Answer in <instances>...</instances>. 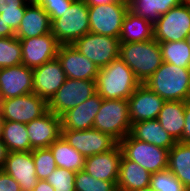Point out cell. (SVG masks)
Returning a JSON list of instances; mask_svg holds the SVG:
<instances>
[{
    "instance_id": "cell-1",
    "label": "cell",
    "mask_w": 190,
    "mask_h": 191,
    "mask_svg": "<svg viewBox=\"0 0 190 191\" xmlns=\"http://www.w3.org/2000/svg\"><path fill=\"white\" fill-rule=\"evenodd\" d=\"M140 84L133 71L118 57L99 70L96 92L103 99H128Z\"/></svg>"
},
{
    "instance_id": "cell-2",
    "label": "cell",
    "mask_w": 190,
    "mask_h": 191,
    "mask_svg": "<svg viewBox=\"0 0 190 191\" xmlns=\"http://www.w3.org/2000/svg\"><path fill=\"white\" fill-rule=\"evenodd\" d=\"M144 84L165 101L186 102L190 93V68L162 62Z\"/></svg>"
},
{
    "instance_id": "cell-3",
    "label": "cell",
    "mask_w": 190,
    "mask_h": 191,
    "mask_svg": "<svg viewBox=\"0 0 190 191\" xmlns=\"http://www.w3.org/2000/svg\"><path fill=\"white\" fill-rule=\"evenodd\" d=\"M119 57L141 84L146 83L163 62L159 42L155 39L120 44Z\"/></svg>"
},
{
    "instance_id": "cell-4",
    "label": "cell",
    "mask_w": 190,
    "mask_h": 191,
    "mask_svg": "<svg viewBox=\"0 0 190 191\" xmlns=\"http://www.w3.org/2000/svg\"><path fill=\"white\" fill-rule=\"evenodd\" d=\"M128 99H103L93 128L107 133L120 142L131 130Z\"/></svg>"
},
{
    "instance_id": "cell-5",
    "label": "cell",
    "mask_w": 190,
    "mask_h": 191,
    "mask_svg": "<svg viewBox=\"0 0 190 191\" xmlns=\"http://www.w3.org/2000/svg\"><path fill=\"white\" fill-rule=\"evenodd\" d=\"M51 32L60 45H72L90 32L89 11L84 0H75L63 16L52 22Z\"/></svg>"
},
{
    "instance_id": "cell-6",
    "label": "cell",
    "mask_w": 190,
    "mask_h": 191,
    "mask_svg": "<svg viewBox=\"0 0 190 191\" xmlns=\"http://www.w3.org/2000/svg\"><path fill=\"white\" fill-rule=\"evenodd\" d=\"M119 145L127 159L141 165L151 174L164 171L168 167V149L139 141L130 134L123 138Z\"/></svg>"
},
{
    "instance_id": "cell-7",
    "label": "cell",
    "mask_w": 190,
    "mask_h": 191,
    "mask_svg": "<svg viewBox=\"0 0 190 191\" xmlns=\"http://www.w3.org/2000/svg\"><path fill=\"white\" fill-rule=\"evenodd\" d=\"M72 45L99 69L119 57V38L89 32L78 38Z\"/></svg>"
},
{
    "instance_id": "cell-8",
    "label": "cell",
    "mask_w": 190,
    "mask_h": 191,
    "mask_svg": "<svg viewBox=\"0 0 190 191\" xmlns=\"http://www.w3.org/2000/svg\"><path fill=\"white\" fill-rule=\"evenodd\" d=\"M90 32L119 38L123 19L129 11L128 2L88 6Z\"/></svg>"
},
{
    "instance_id": "cell-9",
    "label": "cell",
    "mask_w": 190,
    "mask_h": 191,
    "mask_svg": "<svg viewBox=\"0 0 190 191\" xmlns=\"http://www.w3.org/2000/svg\"><path fill=\"white\" fill-rule=\"evenodd\" d=\"M96 93V80L67 78L48 102V110L57 116L85 102Z\"/></svg>"
},
{
    "instance_id": "cell-10",
    "label": "cell",
    "mask_w": 190,
    "mask_h": 191,
    "mask_svg": "<svg viewBox=\"0 0 190 191\" xmlns=\"http://www.w3.org/2000/svg\"><path fill=\"white\" fill-rule=\"evenodd\" d=\"M157 42H178L186 40L190 31V5L180 4L160 16L153 25Z\"/></svg>"
},
{
    "instance_id": "cell-11",
    "label": "cell",
    "mask_w": 190,
    "mask_h": 191,
    "mask_svg": "<svg viewBox=\"0 0 190 191\" xmlns=\"http://www.w3.org/2000/svg\"><path fill=\"white\" fill-rule=\"evenodd\" d=\"M48 111V102L35 93L1 100L4 121L27 124Z\"/></svg>"
},
{
    "instance_id": "cell-12",
    "label": "cell",
    "mask_w": 190,
    "mask_h": 191,
    "mask_svg": "<svg viewBox=\"0 0 190 191\" xmlns=\"http://www.w3.org/2000/svg\"><path fill=\"white\" fill-rule=\"evenodd\" d=\"M61 136L85 157L109 151L119 143L111 135L94 128L61 130Z\"/></svg>"
},
{
    "instance_id": "cell-13",
    "label": "cell",
    "mask_w": 190,
    "mask_h": 191,
    "mask_svg": "<svg viewBox=\"0 0 190 191\" xmlns=\"http://www.w3.org/2000/svg\"><path fill=\"white\" fill-rule=\"evenodd\" d=\"M19 40L22 50V64L31 69L40 67L57 57L60 44L52 32Z\"/></svg>"
},
{
    "instance_id": "cell-14",
    "label": "cell",
    "mask_w": 190,
    "mask_h": 191,
    "mask_svg": "<svg viewBox=\"0 0 190 191\" xmlns=\"http://www.w3.org/2000/svg\"><path fill=\"white\" fill-rule=\"evenodd\" d=\"M56 58L67 78L96 80L100 69L73 45H60Z\"/></svg>"
},
{
    "instance_id": "cell-15",
    "label": "cell",
    "mask_w": 190,
    "mask_h": 191,
    "mask_svg": "<svg viewBox=\"0 0 190 191\" xmlns=\"http://www.w3.org/2000/svg\"><path fill=\"white\" fill-rule=\"evenodd\" d=\"M33 92V69L19 64L0 68V98L8 99Z\"/></svg>"
},
{
    "instance_id": "cell-16",
    "label": "cell",
    "mask_w": 190,
    "mask_h": 191,
    "mask_svg": "<svg viewBox=\"0 0 190 191\" xmlns=\"http://www.w3.org/2000/svg\"><path fill=\"white\" fill-rule=\"evenodd\" d=\"M165 100L145 84H140L128 98L131 124L157 119Z\"/></svg>"
},
{
    "instance_id": "cell-17",
    "label": "cell",
    "mask_w": 190,
    "mask_h": 191,
    "mask_svg": "<svg viewBox=\"0 0 190 191\" xmlns=\"http://www.w3.org/2000/svg\"><path fill=\"white\" fill-rule=\"evenodd\" d=\"M67 77L57 58L33 69V93L49 102Z\"/></svg>"
},
{
    "instance_id": "cell-18",
    "label": "cell",
    "mask_w": 190,
    "mask_h": 191,
    "mask_svg": "<svg viewBox=\"0 0 190 191\" xmlns=\"http://www.w3.org/2000/svg\"><path fill=\"white\" fill-rule=\"evenodd\" d=\"M2 170L18 182L21 191H33L39 180L32 151L8 152Z\"/></svg>"
},
{
    "instance_id": "cell-19",
    "label": "cell",
    "mask_w": 190,
    "mask_h": 191,
    "mask_svg": "<svg viewBox=\"0 0 190 191\" xmlns=\"http://www.w3.org/2000/svg\"><path fill=\"white\" fill-rule=\"evenodd\" d=\"M122 155L118 143L109 151L85 157L84 170L96 179L118 182Z\"/></svg>"
},
{
    "instance_id": "cell-20",
    "label": "cell",
    "mask_w": 190,
    "mask_h": 191,
    "mask_svg": "<svg viewBox=\"0 0 190 191\" xmlns=\"http://www.w3.org/2000/svg\"><path fill=\"white\" fill-rule=\"evenodd\" d=\"M31 147L48 148L61 136V118L51 111L26 124Z\"/></svg>"
},
{
    "instance_id": "cell-21",
    "label": "cell",
    "mask_w": 190,
    "mask_h": 191,
    "mask_svg": "<svg viewBox=\"0 0 190 191\" xmlns=\"http://www.w3.org/2000/svg\"><path fill=\"white\" fill-rule=\"evenodd\" d=\"M103 98L96 92L80 105L69 109L60 116L61 130H86L93 128V122Z\"/></svg>"
},
{
    "instance_id": "cell-22",
    "label": "cell",
    "mask_w": 190,
    "mask_h": 191,
    "mask_svg": "<svg viewBox=\"0 0 190 191\" xmlns=\"http://www.w3.org/2000/svg\"><path fill=\"white\" fill-rule=\"evenodd\" d=\"M51 26L50 17L42 6L28 5L15 36L18 39L38 37L51 33Z\"/></svg>"
},
{
    "instance_id": "cell-23",
    "label": "cell",
    "mask_w": 190,
    "mask_h": 191,
    "mask_svg": "<svg viewBox=\"0 0 190 191\" xmlns=\"http://www.w3.org/2000/svg\"><path fill=\"white\" fill-rule=\"evenodd\" d=\"M130 135L143 142L170 150L176 141L166 132L157 119L135 122L131 125Z\"/></svg>"
},
{
    "instance_id": "cell-24",
    "label": "cell",
    "mask_w": 190,
    "mask_h": 191,
    "mask_svg": "<svg viewBox=\"0 0 190 191\" xmlns=\"http://www.w3.org/2000/svg\"><path fill=\"white\" fill-rule=\"evenodd\" d=\"M151 173L122 155L117 189L135 191L150 186Z\"/></svg>"
},
{
    "instance_id": "cell-25",
    "label": "cell",
    "mask_w": 190,
    "mask_h": 191,
    "mask_svg": "<svg viewBox=\"0 0 190 191\" xmlns=\"http://www.w3.org/2000/svg\"><path fill=\"white\" fill-rule=\"evenodd\" d=\"M185 101H165L159 115L158 122L176 142H181L184 129Z\"/></svg>"
},
{
    "instance_id": "cell-26",
    "label": "cell",
    "mask_w": 190,
    "mask_h": 191,
    "mask_svg": "<svg viewBox=\"0 0 190 191\" xmlns=\"http://www.w3.org/2000/svg\"><path fill=\"white\" fill-rule=\"evenodd\" d=\"M154 39L153 24L128 11L123 19L119 35L120 44L143 42Z\"/></svg>"
},
{
    "instance_id": "cell-27",
    "label": "cell",
    "mask_w": 190,
    "mask_h": 191,
    "mask_svg": "<svg viewBox=\"0 0 190 191\" xmlns=\"http://www.w3.org/2000/svg\"><path fill=\"white\" fill-rule=\"evenodd\" d=\"M167 169L190 191V143L176 142L169 150Z\"/></svg>"
},
{
    "instance_id": "cell-28",
    "label": "cell",
    "mask_w": 190,
    "mask_h": 191,
    "mask_svg": "<svg viewBox=\"0 0 190 191\" xmlns=\"http://www.w3.org/2000/svg\"><path fill=\"white\" fill-rule=\"evenodd\" d=\"M48 148L54 156L57 167L73 172L84 170L85 156L69 145L62 136L55 140Z\"/></svg>"
},
{
    "instance_id": "cell-29",
    "label": "cell",
    "mask_w": 190,
    "mask_h": 191,
    "mask_svg": "<svg viewBox=\"0 0 190 191\" xmlns=\"http://www.w3.org/2000/svg\"><path fill=\"white\" fill-rule=\"evenodd\" d=\"M129 11L153 25L161 15L181 4L180 0H128Z\"/></svg>"
},
{
    "instance_id": "cell-30",
    "label": "cell",
    "mask_w": 190,
    "mask_h": 191,
    "mask_svg": "<svg viewBox=\"0 0 190 191\" xmlns=\"http://www.w3.org/2000/svg\"><path fill=\"white\" fill-rule=\"evenodd\" d=\"M1 139L5 143L8 152H27L33 150L27 134L26 124L24 123L4 121Z\"/></svg>"
},
{
    "instance_id": "cell-31",
    "label": "cell",
    "mask_w": 190,
    "mask_h": 191,
    "mask_svg": "<svg viewBox=\"0 0 190 191\" xmlns=\"http://www.w3.org/2000/svg\"><path fill=\"white\" fill-rule=\"evenodd\" d=\"M162 61L177 67L190 68V47L186 40L178 42H159Z\"/></svg>"
},
{
    "instance_id": "cell-32",
    "label": "cell",
    "mask_w": 190,
    "mask_h": 191,
    "mask_svg": "<svg viewBox=\"0 0 190 191\" xmlns=\"http://www.w3.org/2000/svg\"><path fill=\"white\" fill-rule=\"evenodd\" d=\"M22 64L20 40L13 37L0 38V68Z\"/></svg>"
},
{
    "instance_id": "cell-33",
    "label": "cell",
    "mask_w": 190,
    "mask_h": 191,
    "mask_svg": "<svg viewBox=\"0 0 190 191\" xmlns=\"http://www.w3.org/2000/svg\"><path fill=\"white\" fill-rule=\"evenodd\" d=\"M75 191H115L117 182L99 180L92 177L85 170L76 172Z\"/></svg>"
},
{
    "instance_id": "cell-34",
    "label": "cell",
    "mask_w": 190,
    "mask_h": 191,
    "mask_svg": "<svg viewBox=\"0 0 190 191\" xmlns=\"http://www.w3.org/2000/svg\"><path fill=\"white\" fill-rule=\"evenodd\" d=\"M36 176L39 180L46 178L57 168L54 156L49 148H35L32 150Z\"/></svg>"
},
{
    "instance_id": "cell-35",
    "label": "cell",
    "mask_w": 190,
    "mask_h": 191,
    "mask_svg": "<svg viewBox=\"0 0 190 191\" xmlns=\"http://www.w3.org/2000/svg\"><path fill=\"white\" fill-rule=\"evenodd\" d=\"M150 187L154 191H189L168 169L152 173Z\"/></svg>"
},
{
    "instance_id": "cell-36",
    "label": "cell",
    "mask_w": 190,
    "mask_h": 191,
    "mask_svg": "<svg viewBox=\"0 0 190 191\" xmlns=\"http://www.w3.org/2000/svg\"><path fill=\"white\" fill-rule=\"evenodd\" d=\"M75 175L76 172L57 167L46 181L53 186L54 191H75Z\"/></svg>"
},
{
    "instance_id": "cell-37",
    "label": "cell",
    "mask_w": 190,
    "mask_h": 191,
    "mask_svg": "<svg viewBox=\"0 0 190 191\" xmlns=\"http://www.w3.org/2000/svg\"><path fill=\"white\" fill-rule=\"evenodd\" d=\"M75 0H41L39 6L49 15L51 23L61 16L63 12L68 10Z\"/></svg>"
},
{
    "instance_id": "cell-38",
    "label": "cell",
    "mask_w": 190,
    "mask_h": 191,
    "mask_svg": "<svg viewBox=\"0 0 190 191\" xmlns=\"http://www.w3.org/2000/svg\"><path fill=\"white\" fill-rule=\"evenodd\" d=\"M27 6L28 5L24 3L21 7L18 8V10H10L0 13V17L6 25H8L14 32H16L19 28L22 18L24 17Z\"/></svg>"
},
{
    "instance_id": "cell-39",
    "label": "cell",
    "mask_w": 190,
    "mask_h": 191,
    "mask_svg": "<svg viewBox=\"0 0 190 191\" xmlns=\"http://www.w3.org/2000/svg\"><path fill=\"white\" fill-rule=\"evenodd\" d=\"M0 191H21V188L13 177L0 170Z\"/></svg>"
},
{
    "instance_id": "cell-40",
    "label": "cell",
    "mask_w": 190,
    "mask_h": 191,
    "mask_svg": "<svg viewBox=\"0 0 190 191\" xmlns=\"http://www.w3.org/2000/svg\"><path fill=\"white\" fill-rule=\"evenodd\" d=\"M184 129L181 137V142L190 143V105L186 101L184 113Z\"/></svg>"
},
{
    "instance_id": "cell-41",
    "label": "cell",
    "mask_w": 190,
    "mask_h": 191,
    "mask_svg": "<svg viewBox=\"0 0 190 191\" xmlns=\"http://www.w3.org/2000/svg\"><path fill=\"white\" fill-rule=\"evenodd\" d=\"M25 2L23 0H0V13L18 10Z\"/></svg>"
},
{
    "instance_id": "cell-42",
    "label": "cell",
    "mask_w": 190,
    "mask_h": 191,
    "mask_svg": "<svg viewBox=\"0 0 190 191\" xmlns=\"http://www.w3.org/2000/svg\"><path fill=\"white\" fill-rule=\"evenodd\" d=\"M13 36H15V32L8 25H6L0 17V38Z\"/></svg>"
},
{
    "instance_id": "cell-43",
    "label": "cell",
    "mask_w": 190,
    "mask_h": 191,
    "mask_svg": "<svg viewBox=\"0 0 190 191\" xmlns=\"http://www.w3.org/2000/svg\"><path fill=\"white\" fill-rule=\"evenodd\" d=\"M87 6L105 5L114 2H128V0H84Z\"/></svg>"
},
{
    "instance_id": "cell-44",
    "label": "cell",
    "mask_w": 190,
    "mask_h": 191,
    "mask_svg": "<svg viewBox=\"0 0 190 191\" xmlns=\"http://www.w3.org/2000/svg\"><path fill=\"white\" fill-rule=\"evenodd\" d=\"M33 191H54V188L46 180H38L37 185Z\"/></svg>"
},
{
    "instance_id": "cell-45",
    "label": "cell",
    "mask_w": 190,
    "mask_h": 191,
    "mask_svg": "<svg viewBox=\"0 0 190 191\" xmlns=\"http://www.w3.org/2000/svg\"><path fill=\"white\" fill-rule=\"evenodd\" d=\"M7 155H8L7 147L0 137V170H2L4 166Z\"/></svg>"
},
{
    "instance_id": "cell-46",
    "label": "cell",
    "mask_w": 190,
    "mask_h": 191,
    "mask_svg": "<svg viewBox=\"0 0 190 191\" xmlns=\"http://www.w3.org/2000/svg\"><path fill=\"white\" fill-rule=\"evenodd\" d=\"M27 5H39L41 0H23Z\"/></svg>"
},
{
    "instance_id": "cell-47",
    "label": "cell",
    "mask_w": 190,
    "mask_h": 191,
    "mask_svg": "<svg viewBox=\"0 0 190 191\" xmlns=\"http://www.w3.org/2000/svg\"><path fill=\"white\" fill-rule=\"evenodd\" d=\"M3 123H4V118L2 116V113L0 112V137L2 135Z\"/></svg>"
},
{
    "instance_id": "cell-48",
    "label": "cell",
    "mask_w": 190,
    "mask_h": 191,
    "mask_svg": "<svg viewBox=\"0 0 190 191\" xmlns=\"http://www.w3.org/2000/svg\"><path fill=\"white\" fill-rule=\"evenodd\" d=\"M135 191H154L150 186Z\"/></svg>"
},
{
    "instance_id": "cell-49",
    "label": "cell",
    "mask_w": 190,
    "mask_h": 191,
    "mask_svg": "<svg viewBox=\"0 0 190 191\" xmlns=\"http://www.w3.org/2000/svg\"><path fill=\"white\" fill-rule=\"evenodd\" d=\"M186 41L188 43V46L190 47V31L187 33Z\"/></svg>"
},
{
    "instance_id": "cell-50",
    "label": "cell",
    "mask_w": 190,
    "mask_h": 191,
    "mask_svg": "<svg viewBox=\"0 0 190 191\" xmlns=\"http://www.w3.org/2000/svg\"><path fill=\"white\" fill-rule=\"evenodd\" d=\"M181 4L190 5V0H180Z\"/></svg>"
},
{
    "instance_id": "cell-51",
    "label": "cell",
    "mask_w": 190,
    "mask_h": 191,
    "mask_svg": "<svg viewBox=\"0 0 190 191\" xmlns=\"http://www.w3.org/2000/svg\"><path fill=\"white\" fill-rule=\"evenodd\" d=\"M187 103L190 105V93H189V97L187 99Z\"/></svg>"
}]
</instances>
